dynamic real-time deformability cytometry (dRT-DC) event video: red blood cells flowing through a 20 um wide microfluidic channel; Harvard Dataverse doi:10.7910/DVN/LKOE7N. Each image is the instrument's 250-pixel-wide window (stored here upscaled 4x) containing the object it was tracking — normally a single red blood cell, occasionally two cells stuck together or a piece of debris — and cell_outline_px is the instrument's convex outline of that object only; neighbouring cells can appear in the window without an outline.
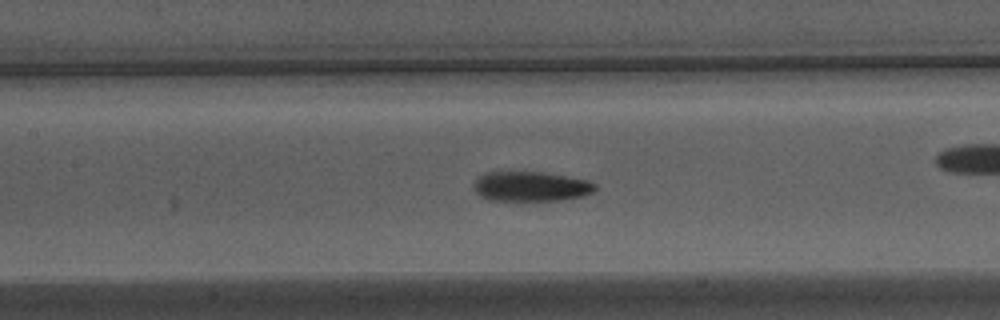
{"species": "Egyptian fruit bat (a non-hibernating species)", "species_latin": "Rousettus aegyptiacus", "temperature_condition": "warm", "stored_images_in_passage": 54, "camera_frame_rate_fps": 3000, "um_per_image_px": 0.085, "animal": {"sex": "male"}, "frame": {"image": 1, "passage_image": 24, "time_ms": 7.667, "image_size_px": [1000, 320], "cell_outline_px": [[596, 188], [592, 192], [584, 196], [560, 200], [488, 200], [480, 196], [476, 192], [476, 180], [484, 172], [544, 172], [588, 180], [596, 184]], "centroid_in_image_um": [45.16, 15.84], "position_along_channel_um": 162.2, "area_um2": 20.92}, "authors_computed_cell_mechanics": {"area_um2": 21.2993, "velocity_mm_per_s": 3.8319, "shape_relaxation_time_tau1_ms": 3.7904, "shape_relaxation_time_tau2_ms": 2.402, "deformation_change_tau1": 0.1651, "deformation_change_tau2": 0.0911}}